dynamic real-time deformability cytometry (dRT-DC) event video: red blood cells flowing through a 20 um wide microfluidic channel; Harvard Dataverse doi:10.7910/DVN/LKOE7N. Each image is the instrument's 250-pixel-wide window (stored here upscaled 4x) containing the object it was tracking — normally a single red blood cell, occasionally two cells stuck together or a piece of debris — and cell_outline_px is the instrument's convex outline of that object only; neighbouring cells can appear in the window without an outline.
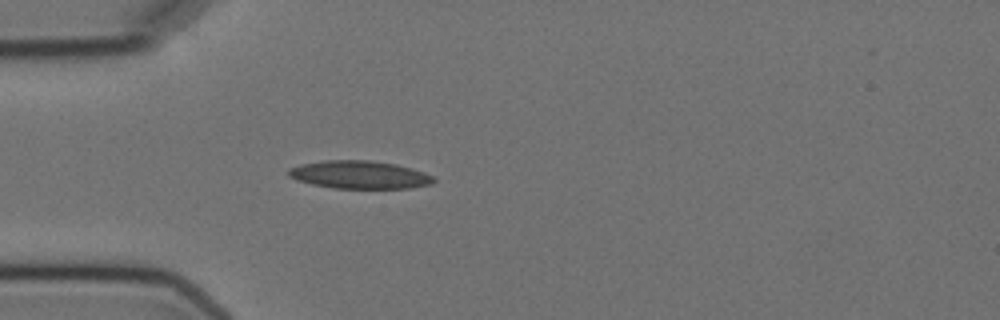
{"species": "Egyptian fruit bat (a non-hibernating species)", "species_latin": "Rousettus aegyptiacus", "temperature_condition": "cold", "stored_images_in_passage": 2, "camera_frame_rate_fps": 3000, "um_per_image_px": 0.085, "animal": {"sex": "female"}, "frame": {"image": 1, "passage_image": 2, "time_ms": 1.0, "image_size_px": [1000, 320], "cell_outline_px": [[436, 180], [432, 184], [412, 188], [332, 188], [312, 184], [296, 180], [288, 176], [288, 168], [300, 164], [324, 160], [368, 160], [396, 164], [412, 168], [424, 172], [432, 176]], "centroid_in_image_um": [30.55, 14.85], "position_along_channel_um": 54.5, "area_um2": 23.76}}